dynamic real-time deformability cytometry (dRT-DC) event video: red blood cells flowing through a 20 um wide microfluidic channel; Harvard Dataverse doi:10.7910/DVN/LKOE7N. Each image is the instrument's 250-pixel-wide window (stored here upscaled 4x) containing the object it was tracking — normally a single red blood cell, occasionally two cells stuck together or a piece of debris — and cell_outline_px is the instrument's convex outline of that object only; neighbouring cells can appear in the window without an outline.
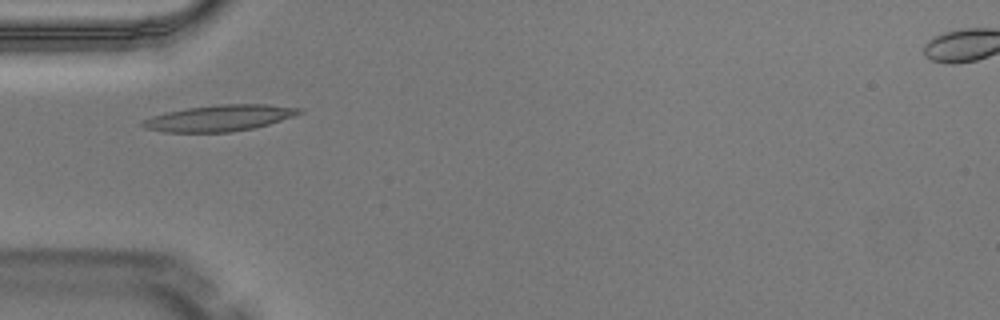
{"species": "Egyptian fruit bat (a non-hibernating species)", "species_latin": "Rousettus aegyptiacus", "temperature_condition": "warm", "stored_images_in_passage": 4, "camera_frame_rate_fps": 3000, "um_per_image_px": 0.085, "animal": {"sex": "male"}, "frame": {"image": 1, "passage_image": 3, "time_ms": 0.667, "image_size_px": [1000, 320], "cell_outline_px": [[304, 112], [268, 124], [252, 128], [228, 132], [164, 132], [144, 128], [140, 124], [140, 120], [152, 116], [168, 112], [188, 108], [220, 104], [268, 104], [304, 108]], "centroid_in_image_um": [18.64, 10.03], "position_along_channel_um": 66.4, "area_um2": 23.81}}